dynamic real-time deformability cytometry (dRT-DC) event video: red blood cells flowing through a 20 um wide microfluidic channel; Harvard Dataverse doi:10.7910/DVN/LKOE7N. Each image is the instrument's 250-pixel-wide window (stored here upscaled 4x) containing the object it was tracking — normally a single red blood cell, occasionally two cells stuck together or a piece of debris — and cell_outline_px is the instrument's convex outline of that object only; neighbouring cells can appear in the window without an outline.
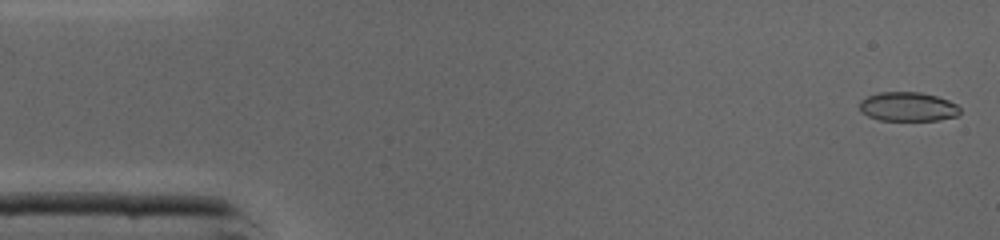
{"species": "common noctule bat (a hibernating species)", "species_latin": "Nyctalus noctula", "temperature_condition": "cold", "stored_images_in_passage": 45, "camera_frame_rate_fps": 3000, "um_per_image_px": 0.085, "animal": {"sex": "male", "body_mass_g": 19.0, "forearm_length_mm": 50.8}, "frame": {"image": 1, "passage_image": 1, "time_ms": 0.0, "image_size_px": [1000, 240], "cell_outline_px": [[960, 112], [956, 116], [940, 120], [880, 120], [868, 116], [860, 112], [860, 100], [868, 96], [880, 92], [920, 92], [936, 96], [948, 100], [956, 104], [960, 108]], "centroid_in_image_um": [77.16, 9.07], "position_along_channel_um": 7.8, "area_um2": 17.05}}
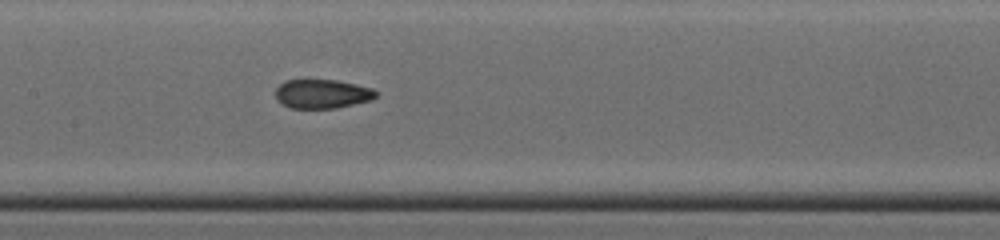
{"frame": {"image": 2, "passage_image": 21, "time_ms": 6.667, "image_size_px": [1000, 240], "cell_outline_px": [[380, 92], [372, 100], [336, 108], [292, 108], [276, 100], [276, 88], [284, 80], [336, 80], [356, 84], [372, 88]], "centroid_in_image_um": [27.41, 7.97], "position_along_channel_um": 180.0, "area_um2": 17.05}}
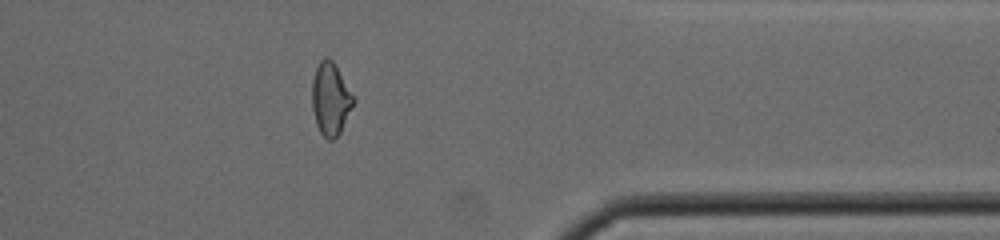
{"frame": {"image": 3, "passage_image": 36, "time_ms": 11.667, "image_size_px": [1000, 240], "cell_outline_px": [[356, 100], [340, 132], [332, 140], [328, 140], [320, 132], [316, 124], [312, 108], [312, 80], [316, 68], [320, 60], [324, 56], [328, 56], [332, 60]], "centroid_in_image_um": [28.08, 8.4], "position_along_channel_um": 383.3, "area_um2": 17.4}, "authors_computed_cell_mechanics": {"area_um2": 17.6868, "velocity_mm_per_s": 4.393, "shape_relaxation_time_tau1_ms": null, "shape_relaxation_time_tau2_ms": 1.1566, "deformation_change_tau1": null, "deformation_change_tau2": 0.0498}}